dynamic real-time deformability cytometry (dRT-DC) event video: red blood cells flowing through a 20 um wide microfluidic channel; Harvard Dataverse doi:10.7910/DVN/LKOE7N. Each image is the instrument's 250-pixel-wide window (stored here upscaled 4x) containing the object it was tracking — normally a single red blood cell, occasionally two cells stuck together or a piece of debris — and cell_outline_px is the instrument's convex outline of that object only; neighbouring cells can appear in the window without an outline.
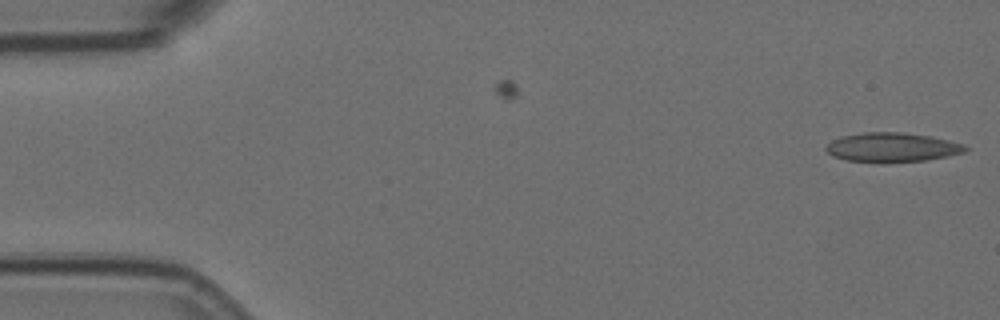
{"species": "Egyptian fruit bat (a non-hibernating species)", "species_latin": "Rousettus aegyptiacus", "temperature_condition": "room temperature", "stored_images_in_passage": 8, "camera_frame_rate_fps": 3000, "um_per_image_px": 0.085, "animal": {"sex": "female"}, "frame": {"image": 1, "passage_image": 8, "time_ms": 2.333, "image_size_px": [1000, 320], "cell_outline_px": [[968, 148], [964, 152], [948, 156], [924, 160], [888, 164], [876, 164], [844, 160], [832, 156], [824, 148], [832, 140], [840, 136], [864, 132], [904, 132], [932, 136], [964, 144]], "centroid_in_image_um": [75.79, 12.54], "position_along_channel_um": 9.2, "area_um2": 24.45}}